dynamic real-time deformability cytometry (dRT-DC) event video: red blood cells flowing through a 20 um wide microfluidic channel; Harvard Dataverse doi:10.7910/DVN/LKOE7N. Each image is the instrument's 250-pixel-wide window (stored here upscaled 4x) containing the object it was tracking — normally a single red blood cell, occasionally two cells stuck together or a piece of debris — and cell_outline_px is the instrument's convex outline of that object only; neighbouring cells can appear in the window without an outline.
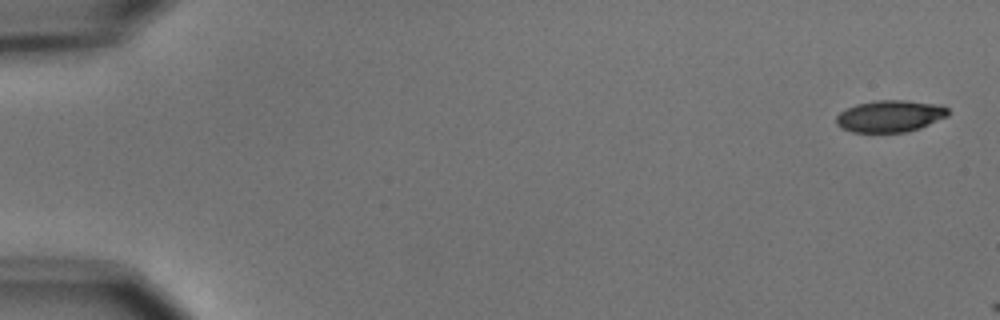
{"species": "common noctule bat (a hibernating species)", "species_latin": "Nyctalus noctula", "temperature_condition": "cold", "stored_images_in_passage": 2, "camera_frame_rate_fps": 3000, "um_per_image_px": 0.085, "animal": {"sex": "male", "body_mass_g": 15.6}, "frame": {"image": 1, "passage_image": 1, "time_ms": 0.0, "image_size_px": [1000, 320], "cell_outline_px": [[948, 116], [920, 128], [904, 132], [852, 132], [836, 124], [836, 116], [840, 112], [856, 104], [876, 100], [904, 100], [944, 104], [948, 108]], "centroid_in_image_um": [75.69, 9.85], "position_along_channel_um": 9.3, "area_um2": 20.81}}